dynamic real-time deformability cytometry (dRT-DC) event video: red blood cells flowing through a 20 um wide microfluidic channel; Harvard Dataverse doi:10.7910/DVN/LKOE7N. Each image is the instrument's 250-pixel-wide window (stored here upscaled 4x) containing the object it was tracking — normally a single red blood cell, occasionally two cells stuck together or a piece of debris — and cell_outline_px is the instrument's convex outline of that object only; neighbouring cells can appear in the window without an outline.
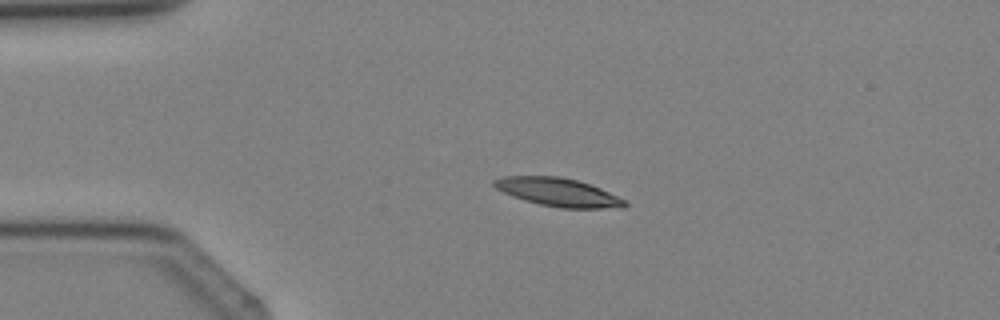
{"species": "Egyptian fruit bat (a non-hibernating species)", "species_latin": "Rousettus aegyptiacus", "temperature_condition": "cold", "stored_images_in_passage": 2, "camera_frame_rate_fps": 3000, "um_per_image_px": 0.085, "animal": {"sex": "female"}, "frame": {"image": 1, "passage_image": 1, "time_ms": 0.0, "image_size_px": [1000, 320], "cell_outline_px": [[628, 204], [624, 208], [560, 208], [540, 204], [512, 196], [496, 188], [492, 184], [492, 180], [504, 176], [560, 176], [576, 180], [600, 188], [624, 200]], "centroid_in_image_um": [47.43, 16.33], "position_along_channel_um": 37.6, "area_um2": 21.33}}